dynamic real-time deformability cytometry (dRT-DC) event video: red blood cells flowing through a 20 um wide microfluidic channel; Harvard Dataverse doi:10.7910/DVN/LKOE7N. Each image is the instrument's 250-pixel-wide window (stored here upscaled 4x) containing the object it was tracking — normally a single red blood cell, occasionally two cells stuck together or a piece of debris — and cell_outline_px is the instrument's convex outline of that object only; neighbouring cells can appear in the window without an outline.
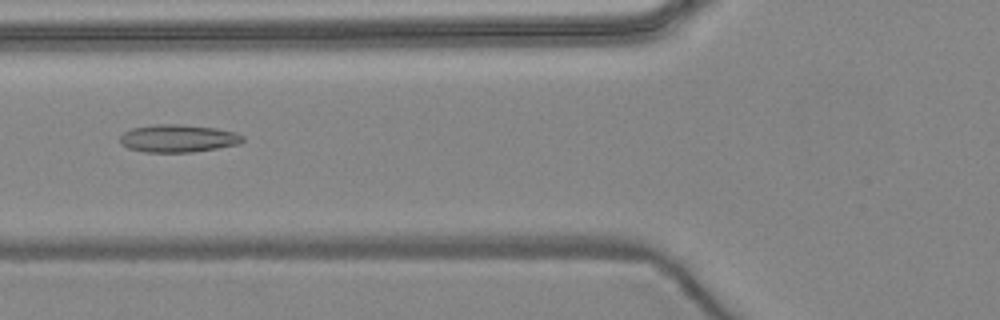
{"species": "common noctule bat (a hibernating species)", "species_latin": "Nyctalus noctula", "temperature_condition": "warm", "stored_images_in_passage": 7, "camera_frame_rate_fps": 3000, "um_per_image_px": 0.085, "animal": {"sex": "female", "body_mass_g": 24.6, "forearm_length_mm": 56.2}, "frame": {"image": 1, "passage_image": 7, "time_ms": 8.0, "image_size_px": [1000, 320], "cell_outline_px": [[244, 140], [240, 144], [192, 152], [144, 152], [128, 148], [120, 144], [120, 136], [124, 132], [132, 128], [156, 124], [180, 124], [216, 128], [236, 132], [244, 136]], "centroid_in_image_um": [15.14, 11.76], "position_along_channel_um": 110.7, "area_um2": 19.88}}